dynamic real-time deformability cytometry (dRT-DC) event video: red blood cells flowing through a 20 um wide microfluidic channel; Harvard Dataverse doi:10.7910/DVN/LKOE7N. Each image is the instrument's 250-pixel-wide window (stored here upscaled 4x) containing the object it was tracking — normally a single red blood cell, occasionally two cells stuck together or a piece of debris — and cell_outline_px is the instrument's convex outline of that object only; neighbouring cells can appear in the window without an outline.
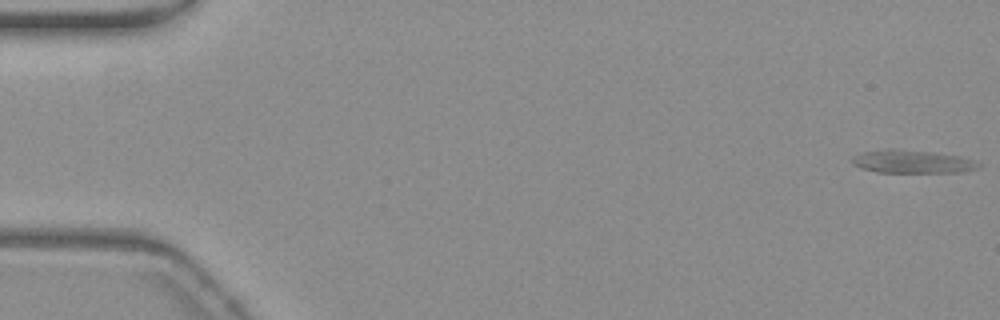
{"species": "common noctule bat (a hibernating species)", "species_latin": "Nyctalus noctula", "temperature_condition": "warm", "stored_images_in_passage": 57, "camera_frame_rate_fps": 3000, "um_per_image_px": 0.085, "animal": {"sex": "female", "body_mass_g": 19.3, "forearm_length_mm": 54.1}, "frame": {"image": 1, "passage_image": 1, "time_ms": 0.0, "image_size_px": [1000, 320], "cell_outline_px": [[984, 164], [980, 168], [960, 172], [876, 172], [852, 164], [852, 156], [864, 152], [888, 148], [892, 148], [936, 152], [960, 156]], "centroid_in_image_um": [77.59, 13.73], "position_along_channel_um": 7.4, "area_um2": 17.11}}
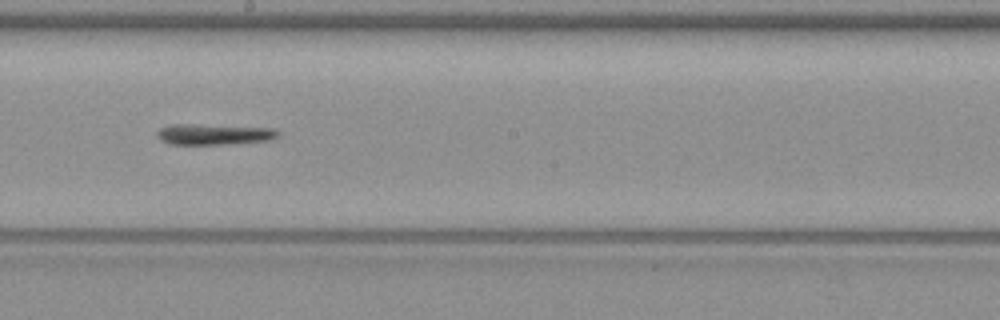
{"frame": {"image": 2, "passage_image": 32, "time_ms": 10.333, "image_size_px": [1000, 320], "cell_outline_px": [[280, 136], [272, 140], [228, 144], [168, 144], [160, 140], [156, 136], [156, 132], [160, 128], [172, 124], [192, 124], [272, 128], [280, 132]], "centroid_in_image_um": [18.18, 11.42], "position_along_channel_um": 230.0, "area_um2": 14.8}}
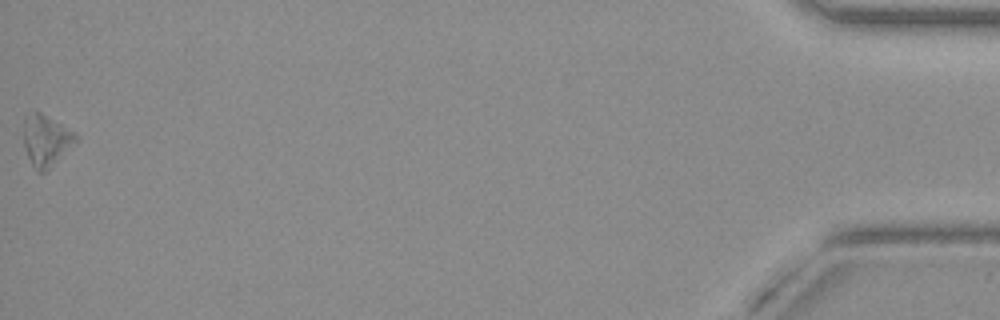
{"frame": {"image": 3, "passage_image": 57, "time_ms": 18.667, "image_size_px": [1000, 320], "cell_outline_px": [[80, 140], [44, 172], [36, 172], [28, 156], [24, 144], [24, 120], [36, 108], [76, 132], [80, 136]], "centroid_in_image_um": [3.97, 11.89], "position_along_channel_um": 431.2, "area_um2": 15.9}, "authors_computed_cell_mechanics": {"area_um2": 14.7968, "velocity_mm_per_s": 3.6595, "shape_relaxation_time_tau1_ms": 5.4392, "shape_relaxation_time_tau2_ms": null, "deformation_change_tau1": 0.1773, "deformation_change_tau2": null}}